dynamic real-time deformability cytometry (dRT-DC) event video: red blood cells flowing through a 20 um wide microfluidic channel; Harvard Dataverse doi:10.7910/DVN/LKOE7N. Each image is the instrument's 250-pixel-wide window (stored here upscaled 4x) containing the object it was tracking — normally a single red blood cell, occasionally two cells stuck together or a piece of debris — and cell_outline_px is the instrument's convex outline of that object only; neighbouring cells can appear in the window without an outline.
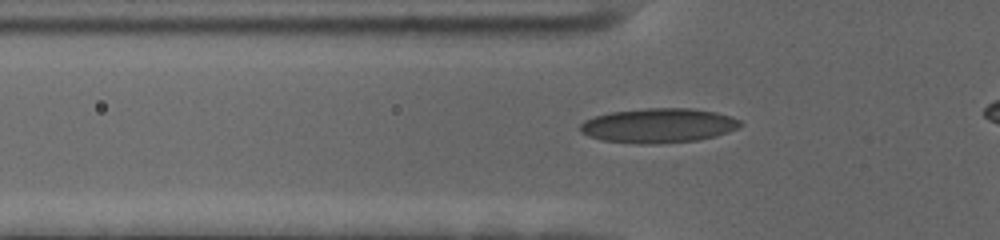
{"species": "human", "species_latin": "Homo sapiens", "temperature_condition": "cold", "stored_images_in_passage": 42, "camera_frame_rate_fps": 3000, "um_per_image_px": 0.085, "donor": {"sex": "female"}, "frame": {"image": 1, "passage_image": 10, "time_ms": 3.0, "image_size_px": [1000, 240], "cell_outline_px": [[744, 124], [740, 128], [716, 136], [696, 140], [656, 144], [640, 144], [600, 140], [588, 136], [580, 132], [580, 124], [584, 120], [596, 116], [612, 112], [644, 108], [692, 108], [716, 112], [732, 116], [740, 120]], "centroid_in_image_um": [56.0, 10.67], "position_along_channel_um": 69.8, "area_um2": 32.48}}
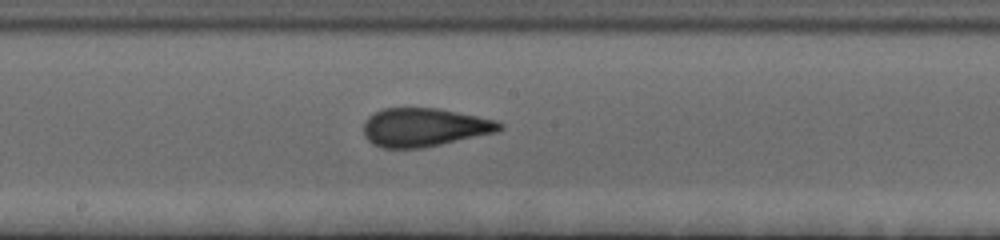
{"frame": {"image": 2, "passage_image": 22, "time_ms": 7.0, "image_size_px": [1000, 240], "cell_outline_px": [[504, 128], [496, 132], [440, 144], [420, 148], [380, 148], [372, 144], [364, 136], [364, 120], [368, 116], [384, 108], [440, 108], [496, 120], [504, 124]], "centroid_in_image_um": [36.05, 10.82], "position_along_channel_um": 212.2, "area_um2": 30.52}}
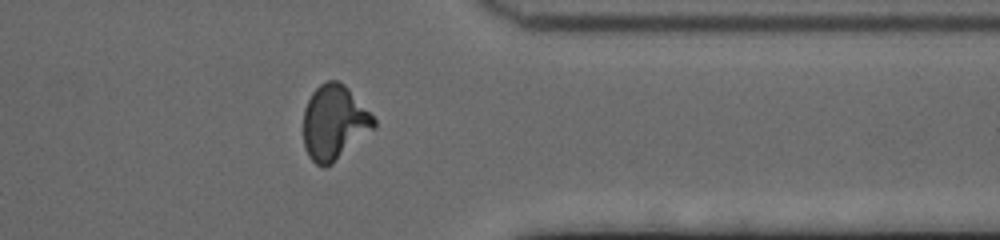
{"frame": {"image": 3, "passage_image": 37, "time_ms": 12.0, "image_size_px": [1000, 240], "cell_outline_px": [[376, 128], [332, 164], [324, 168], [316, 164], [308, 156], [304, 148], [304, 108], [312, 92], [320, 84], [328, 80], [336, 80], [344, 84], [348, 88], [376, 120]], "centroid_in_image_um": [28.4, 10.44], "position_along_channel_um": 383.0, "area_um2": 30.75}}